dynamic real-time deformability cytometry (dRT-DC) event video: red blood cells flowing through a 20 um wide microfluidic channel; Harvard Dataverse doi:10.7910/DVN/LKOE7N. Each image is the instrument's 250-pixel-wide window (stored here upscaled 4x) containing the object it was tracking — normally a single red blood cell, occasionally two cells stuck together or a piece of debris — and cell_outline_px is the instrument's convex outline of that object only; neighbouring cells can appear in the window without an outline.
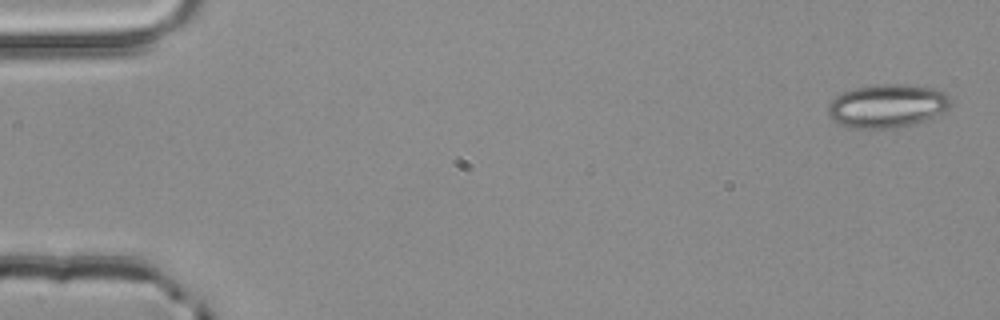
{"species": "common noctule bat (a hibernating species)", "species_latin": "Nyctalus noctula", "temperature_condition": "room temperature", "stored_images_in_passage": 4, "segment_of_instrument_passage": [2, 2], "camera_frame_rate_fps": 3000, "um_per_image_px": 0.085, "animal": {"sex": "male", "body_mass_g": 20.4}, "frame": {"image": 1, "passage_image": 4, "time_ms": 1.0, "image_size_px": [1000, 320], "cell_outline_px": [[952, 104], [948, 108], [932, 116], [912, 124], [900, 128], [852, 128], [840, 124], [832, 120], [828, 116], [828, 104], [840, 92], [856, 88], [884, 84], [908, 84], [936, 88], [944, 92], [952, 100]], "centroid_in_image_um": [75.39, 8.99], "position_along_channel_um": 9.6, "area_um2": 31.04}}